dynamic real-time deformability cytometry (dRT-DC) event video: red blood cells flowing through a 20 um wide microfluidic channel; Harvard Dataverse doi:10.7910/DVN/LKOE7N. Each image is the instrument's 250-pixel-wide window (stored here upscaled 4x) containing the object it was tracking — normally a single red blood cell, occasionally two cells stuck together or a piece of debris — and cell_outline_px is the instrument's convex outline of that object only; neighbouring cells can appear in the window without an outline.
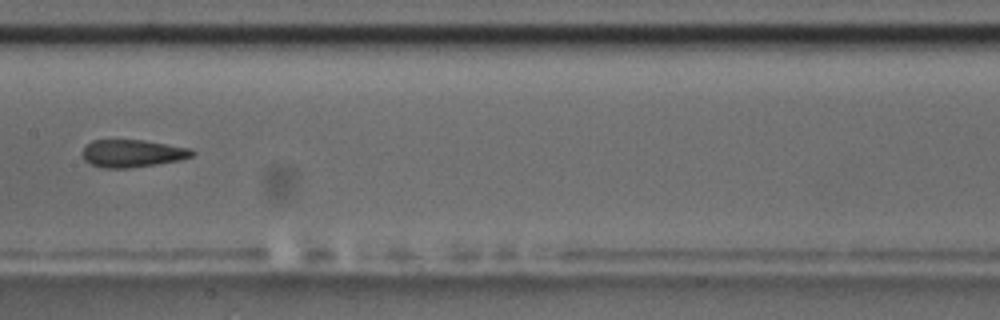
{"species": "common noctule bat (a hibernating species)", "species_latin": "Nyctalus noctula", "temperature_condition": "room temperature", "stored_images_in_passage": 4, "camera_frame_rate_fps": 3000, "um_per_image_px": 0.085, "animal": {"sex": "male", "body_mass_g": 17.5, "forearm_length_mm": 52.3}, "frame": {"image": 1, "passage_image": 4, "time_ms": 3.667, "image_size_px": [1000, 320], "cell_outline_px": [[196, 152], [192, 156], [180, 160], [156, 164], [128, 168], [104, 168], [92, 164], [84, 160], [84, 144], [92, 140], [144, 140], [192, 148]], "centroid_in_image_um": [11.28, 13.03], "position_along_channel_um": 196.1, "area_um2": 17.63}}